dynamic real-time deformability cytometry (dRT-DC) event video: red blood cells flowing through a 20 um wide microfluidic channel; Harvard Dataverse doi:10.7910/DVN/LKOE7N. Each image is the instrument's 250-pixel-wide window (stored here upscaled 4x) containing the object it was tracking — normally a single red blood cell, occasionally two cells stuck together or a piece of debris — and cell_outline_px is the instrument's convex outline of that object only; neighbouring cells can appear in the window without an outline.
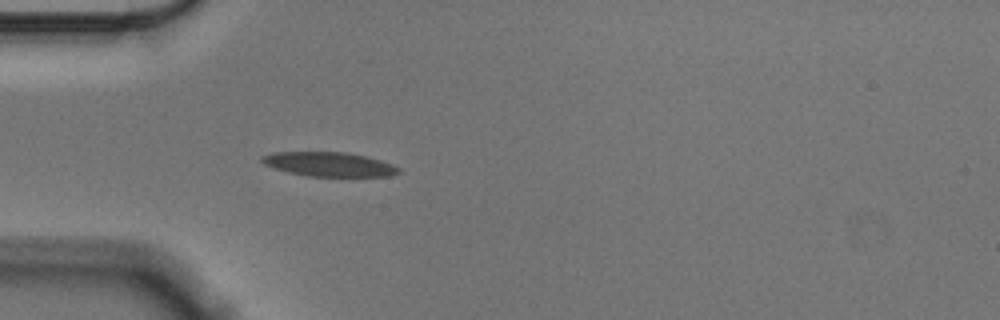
{"species": "Egyptian fruit bat (a non-hibernating species)", "species_latin": "Rousettus aegyptiacus", "temperature_condition": "cold", "stored_images_in_passage": 41, "camera_frame_rate_fps": 3000, "um_per_image_px": 0.085, "animal": {"sex": "male"}, "frame": {"image": 1, "passage_image": 1, "time_ms": 0.0, "image_size_px": [1000, 320], "cell_outline_px": [[400, 172], [388, 176], [308, 176], [288, 172], [264, 164], [260, 160], [260, 156], [272, 152], [344, 152], [368, 156], [392, 164], [400, 168]], "centroid_in_image_um": [27.96, 13.95], "position_along_channel_um": 57.0, "area_um2": 19.31}}
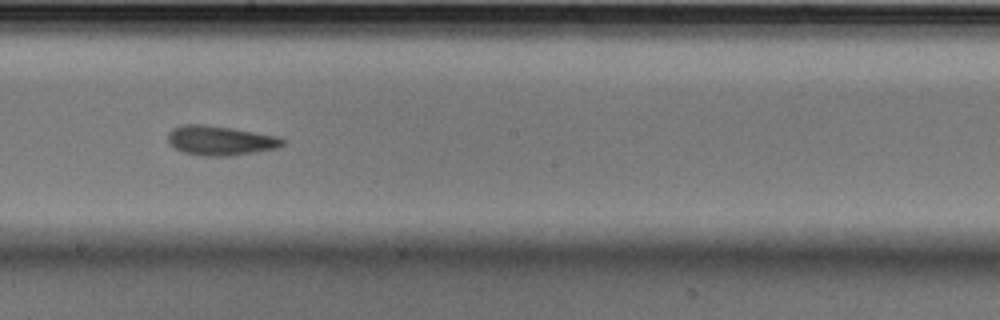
{"frame": {"image": 2, "passage_image": 16, "time_ms": 5.0, "image_size_px": [1000, 320], "cell_outline_px": [[284, 144], [276, 148], [256, 152], [228, 156], [200, 156], [184, 152], [176, 148], [168, 140], [168, 132], [172, 128], [184, 124], [204, 124], [232, 128], [276, 136], [284, 140]], "centroid_in_image_um": [18.7, 11.94], "position_along_channel_um": 229.5, "area_um2": 19.59}}
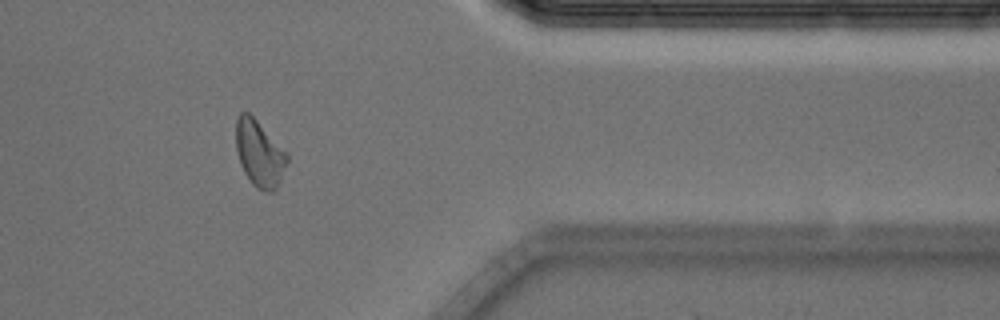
{"frame": {"image": 3, "passage_image": 31, "time_ms": 10.0, "image_size_px": [1000, 320], "cell_outline_px": [[288, 160], [280, 180], [276, 188], [272, 192], [264, 192], [256, 188], [252, 184], [244, 172], [240, 164], [236, 148], [236, 120], [240, 112], [248, 112], [288, 152]], "centroid_in_image_um": [22.05, 13.06], "position_along_channel_um": 389.3, "area_um2": 19.77}, "authors_computed_cell_mechanics": {"area_um2": 19.3052, "velocity_mm_per_s": 3.5406, "shape_relaxation_time_tau1_ms": 7.0658, "shape_relaxation_time_tau2_ms": 3.4869, "deformation_change_tau1": 0.179, "deformation_change_tau2": 0.1162}}